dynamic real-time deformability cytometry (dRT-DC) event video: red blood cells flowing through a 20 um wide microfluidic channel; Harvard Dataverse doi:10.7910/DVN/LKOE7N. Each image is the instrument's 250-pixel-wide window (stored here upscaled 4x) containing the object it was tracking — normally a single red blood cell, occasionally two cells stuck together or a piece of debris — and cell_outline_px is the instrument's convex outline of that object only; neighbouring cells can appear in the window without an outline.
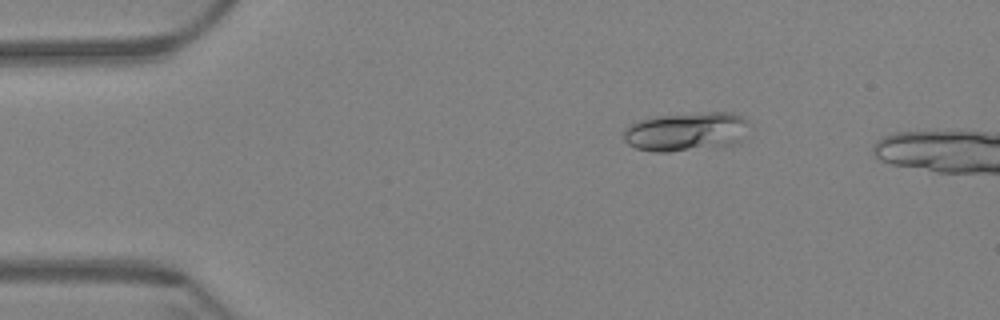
{"species": "Egyptian fruit bat (a non-hibernating species)", "species_latin": "Rousettus aegyptiacus", "temperature_condition": "warm", "stored_images_in_passage": 18, "camera_frame_rate_fps": 3000, "um_per_image_px": 0.085, "animal": {"sex": "female"}, "frame": {"image": 1, "passage_image": 11, "time_ms": 3.333, "image_size_px": [1000, 320], "cell_outline_px": [[748, 120], [736, 140], [732, 144], [668, 152], [656, 152], [636, 148], [628, 144], [624, 140], [624, 128], [636, 120], [656, 116], [708, 112], [732, 112], [744, 116]], "centroid_in_image_um": [58.2, 11.16], "position_along_channel_um": 26.8, "area_um2": 27.86}}